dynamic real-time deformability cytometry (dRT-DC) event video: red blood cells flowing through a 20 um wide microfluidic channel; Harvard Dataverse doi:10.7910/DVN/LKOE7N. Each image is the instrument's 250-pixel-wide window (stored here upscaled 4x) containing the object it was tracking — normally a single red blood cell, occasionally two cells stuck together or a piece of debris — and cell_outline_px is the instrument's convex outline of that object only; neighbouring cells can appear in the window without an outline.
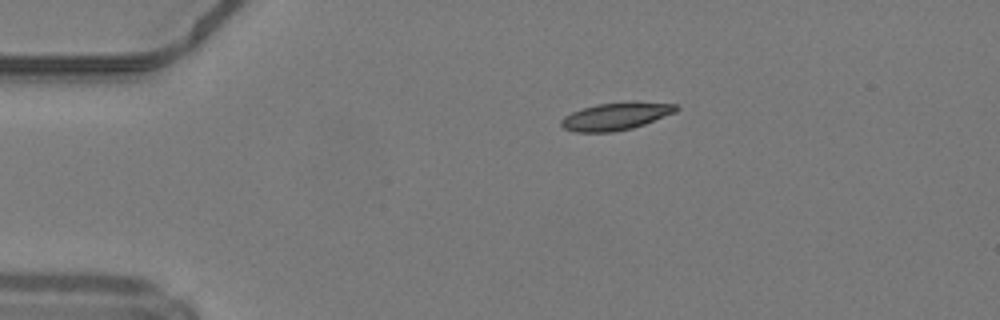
{"species": "common noctule bat (a hibernating species)", "species_latin": "Nyctalus noctula", "temperature_condition": "warm", "stored_images_in_passage": 40, "camera_frame_rate_fps": 3000, "um_per_image_px": 0.085, "animal": {"sex": "male", "body_mass_g": 19.2, "forearm_length_mm": 51.8}, "frame": {"image": 1, "passage_image": 1, "time_ms": 0.0, "image_size_px": [1000, 320], "cell_outline_px": [[680, 108], [676, 112], [644, 124], [632, 128], [612, 132], [576, 132], [564, 128], [560, 124], [560, 120], [564, 116], [572, 112], [596, 104], [636, 100], [676, 104]], "centroid_in_image_um": [52.38, 9.86], "position_along_channel_um": 32.6, "area_um2": 18.67}}
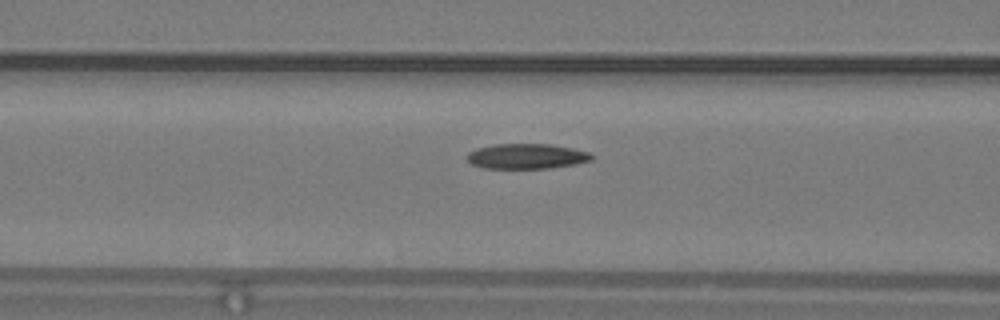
{"frame": {"image": 2, "passage_image": 11, "time_ms": 3.333, "image_size_px": [1000, 320], "cell_outline_px": [[592, 160], [576, 164], [552, 168], [484, 168], [472, 164], [468, 160], [468, 152], [476, 148], [496, 144], [552, 144], [572, 148], [588, 152], [592, 156]], "centroid_in_image_um": [44.77, 13.28], "position_along_channel_um": 121.8, "area_um2": 18.21}}
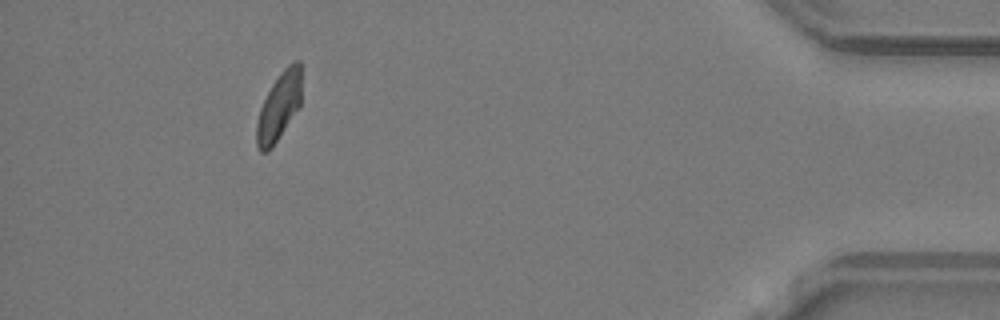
{"frame": {"image": 3, "passage_image": 36, "time_ms": 11.667, "image_size_px": [1000, 320], "cell_outline_px": [[300, 108], [272, 148], [268, 152], [260, 152], [256, 144], [256, 124], [260, 108], [272, 84], [280, 72], [292, 60], [300, 60]], "centroid_in_image_um": [23.71, 9.08], "position_along_channel_um": 411.5, "area_um2": 17.92}, "authors_computed_cell_mechanics": {"area_um2": 18.5827, "velocity_mm_per_s": 4.2153, "shape_relaxation_time_tau1_ms": 7.5342, "shape_relaxation_time_tau2_ms": 3.8049, "deformation_change_tau1": 0.1711, "deformation_change_tau2": 0.0941}}